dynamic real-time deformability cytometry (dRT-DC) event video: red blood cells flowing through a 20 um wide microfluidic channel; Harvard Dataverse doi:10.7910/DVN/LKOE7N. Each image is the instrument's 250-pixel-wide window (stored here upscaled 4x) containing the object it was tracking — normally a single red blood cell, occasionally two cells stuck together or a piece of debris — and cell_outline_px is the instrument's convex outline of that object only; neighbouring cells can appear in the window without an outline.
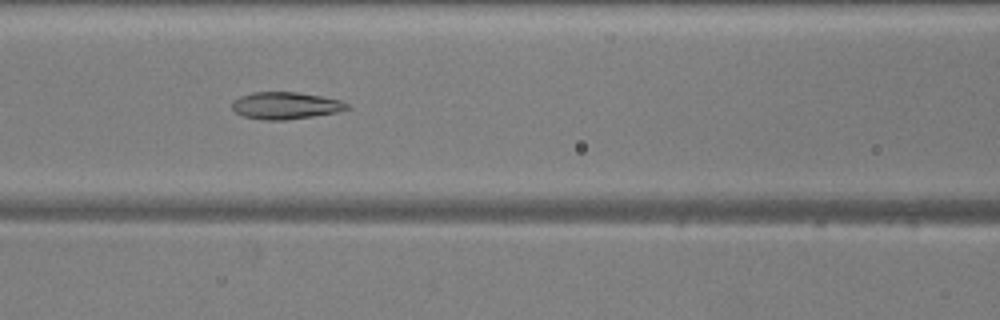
{"species": "common noctule bat (a hibernating species)", "species_latin": "Nyctalus noctula", "temperature_condition": "warm", "stored_images_in_passage": 45, "camera_frame_rate_fps": 3000, "um_per_image_px": 0.085, "animal": {"sex": "male", "body_mass_g": 20.5, "forearm_length_mm": 52.5}, "frame": {"image": 1, "passage_image": 22, "time_ms": 7.0, "image_size_px": [1000, 320], "cell_outline_px": [[348, 108], [336, 112], [312, 116], [284, 120], [264, 120], [244, 116], [236, 112], [232, 108], [232, 100], [240, 96], [252, 92], [296, 92], [320, 96], [340, 100], [348, 104]], "centroid_in_image_um": [24.22, 8.97], "position_along_channel_um": 142.4, "area_um2": 17.92}}
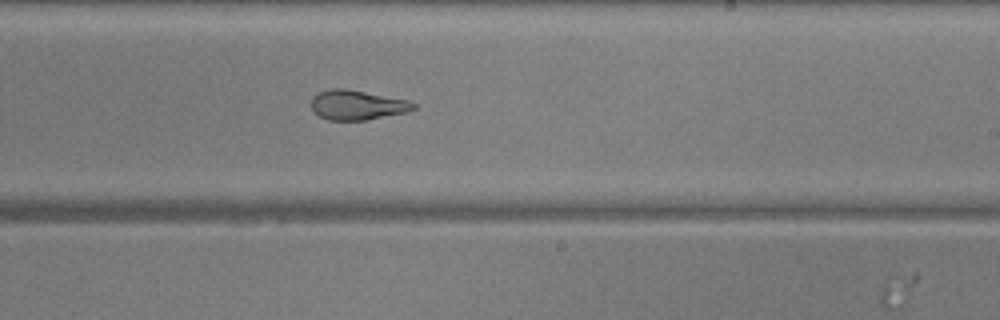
{"frame": {"image": 2, "passage_image": 31, "time_ms": 10.0, "image_size_px": [1000, 320], "cell_outline_px": [[416, 108], [404, 112], [364, 120], [328, 120], [320, 116], [312, 108], [312, 96], [320, 92], [332, 88], [344, 88], [408, 100], [416, 104]], "centroid_in_image_um": [30.34, 8.92], "position_along_channel_um": 258.7, "area_um2": 17.34}}
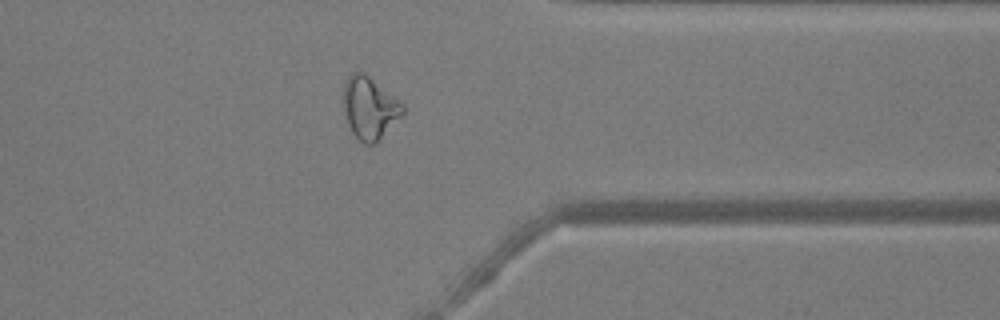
{"frame": {"image": 3, "passage_image": 41, "time_ms": 13.333, "image_size_px": [1000, 320], "cell_outline_px": [[404, 112], [376, 144], [364, 144], [352, 132], [344, 116], [344, 84], [348, 76], [352, 72], [364, 72], [404, 104]], "centroid_in_image_um": [31.41, 9.17], "position_along_channel_um": 380.0, "area_um2": 21.39}}